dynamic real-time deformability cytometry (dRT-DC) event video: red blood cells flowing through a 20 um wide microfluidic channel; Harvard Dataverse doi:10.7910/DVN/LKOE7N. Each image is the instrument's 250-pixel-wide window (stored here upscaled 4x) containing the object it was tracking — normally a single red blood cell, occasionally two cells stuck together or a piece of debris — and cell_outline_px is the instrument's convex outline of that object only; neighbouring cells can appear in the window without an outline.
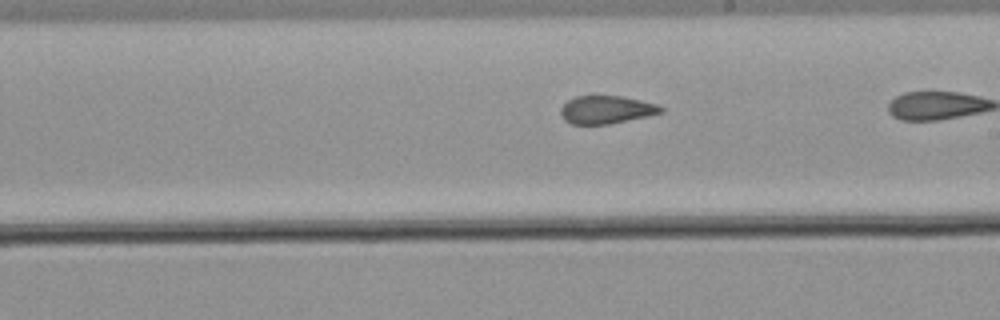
{"species": "common noctule bat (a hibernating species)", "species_latin": "Nyctalus noctula", "temperature_condition": "warm", "stored_images_in_passage": 23, "camera_frame_rate_fps": 3000, "um_per_image_px": 0.085, "animal": {"sex": "male", "body_mass_g": 21.5, "forearm_length_mm": 52.0}, "frame": {"image": 1, "passage_image": 17, "time_ms": 5.333, "image_size_px": [1000, 320], "cell_outline_px": [[664, 112], [608, 124], [572, 124], [564, 120], [560, 116], [560, 108], [568, 100], [576, 96], [624, 96], [656, 104], [664, 108]], "centroid_in_image_um": [51.5, 9.32], "position_along_channel_um": 237.5, "area_um2": 16.24}}
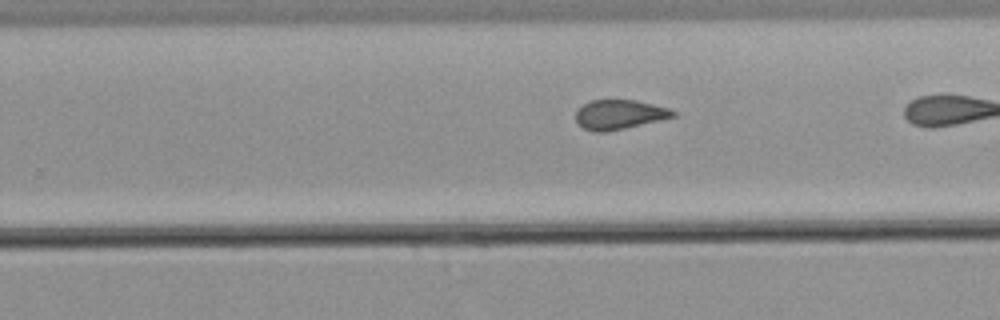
{"frame": {"image": 2, "passage_image": 20, "time_ms": 6.333, "image_size_px": [1000, 320], "cell_outline_px": [[676, 116], [660, 120], [624, 128], [604, 132], [592, 132], [584, 128], [576, 120], [576, 112], [584, 104], [592, 100], [636, 100], [668, 108], [676, 112]], "centroid_in_image_um": [52.65, 9.73], "position_along_channel_um": 277.2, "area_um2": 16.47}}